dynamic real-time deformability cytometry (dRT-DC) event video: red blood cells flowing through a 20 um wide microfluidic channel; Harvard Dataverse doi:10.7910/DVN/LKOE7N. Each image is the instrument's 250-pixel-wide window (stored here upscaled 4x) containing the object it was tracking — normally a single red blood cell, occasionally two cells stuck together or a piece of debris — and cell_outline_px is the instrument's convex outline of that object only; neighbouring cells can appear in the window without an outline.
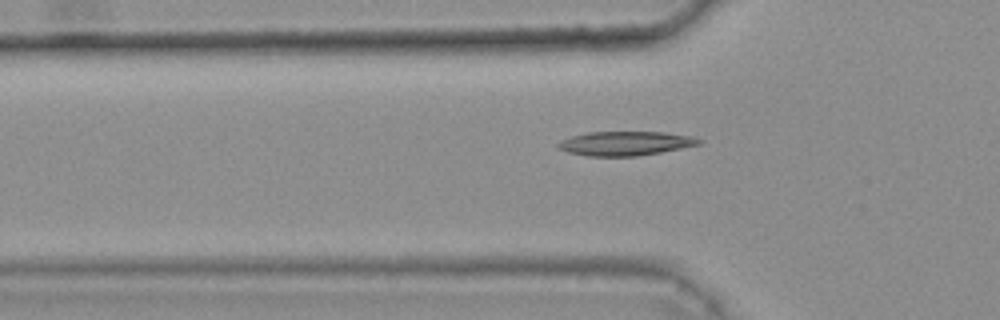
{"species": "common noctule bat (a hibernating species)", "species_latin": "Nyctalus noctula", "temperature_condition": "warm", "stored_images_in_passage": 47, "camera_frame_rate_fps": 3000, "um_per_image_px": 0.085, "animal": {"sex": "female", "body_mass_g": 25.1}, "frame": {"image": 1, "passage_image": 17, "time_ms": 5.333, "image_size_px": [1000, 320], "cell_outline_px": [[704, 140], [700, 144], [660, 152], [636, 156], [588, 156], [568, 152], [560, 148], [556, 144], [560, 140], [572, 136], [588, 132], [664, 132], [692, 136]], "centroid_in_image_um": [53.16, 12.18], "position_along_channel_um": 72.6, "area_um2": 19.71}}
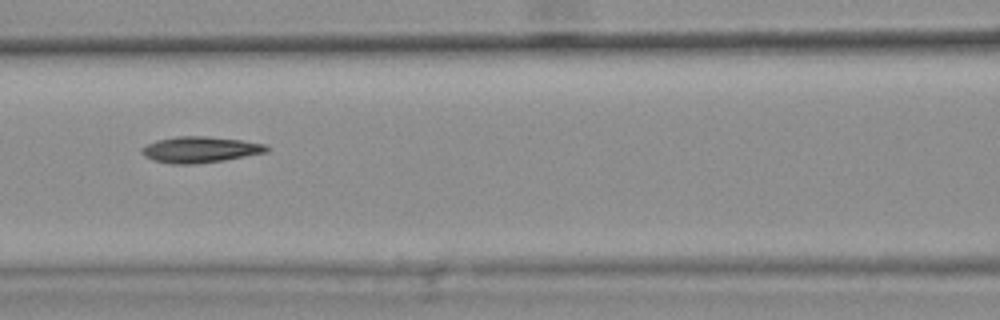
{"frame": {"image": 2, "passage_image": 23, "time_ms": 7.333, "image_size_px": [1000, 320], "cell_outline_px": [[268, 152], [224, 160], [192, 164], [172, 164], [152, 160], [144, 156], [140, 152], [140, 148], [156, 140], [176, 136], [204, 136], [240, 140], [268, 144]], "centroid_in_image_um": [16.98, 12.71], "position_along_channel_um": 149.6, "area_um2": 19.02}}
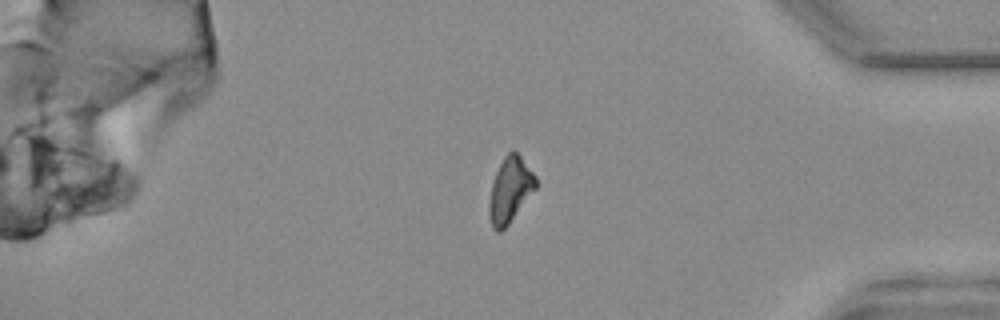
{"frame": {"image": 3, "passage_image": 44, "time_ms": 14.333, "image_size_px": [1000, 320], "cell_outline_px": [[536, 188], [508, 224], [500, 232], [496, 232], [492, 228], [488, 212], [488, 204], [492, 184], [496, 172], [504, 156], [508, 152], [516, 152], [520, 156], [536, 176]], "centroid_in_image_um": [43.33, 16.17], "position_along_channel_um": 391.9, "area_um2": 17.46}, "authors_computed_cell_mechanics": {"area_um2": 18.7272, "velocity_mm_per_s": 3.8187, "shape_relaxation_time_tau1_ms": 8.994, "shape_relaxation_time_tau2_ms": null, "deformation_change_tau1": 0.1957, "deformation_change_tau2": null}}